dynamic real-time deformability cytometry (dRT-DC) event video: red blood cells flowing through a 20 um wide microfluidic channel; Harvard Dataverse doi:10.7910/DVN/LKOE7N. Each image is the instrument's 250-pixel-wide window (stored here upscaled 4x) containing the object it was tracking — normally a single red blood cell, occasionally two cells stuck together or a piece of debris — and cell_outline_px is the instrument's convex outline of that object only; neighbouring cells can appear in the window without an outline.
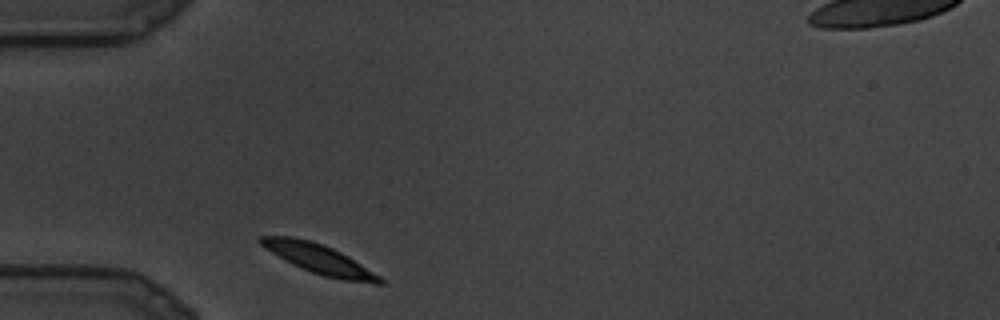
{"species": "common noctule bat (a hibernating species)", "species_latin": "Nyctalus noctula", "temperature_condition": "cold", "stored_images_in_passage": 8, "camera_frame_rate_fps": 3000, "um_per_image_px": 0.085, "animal": {"sex": "male", "body_mass_g": 19.5, "forearm_length_mm": 54.6}, "frame": {"image": 1, "passage_image": 1, "time_ms": 0.0, "image_size_px": [1000, 320], "cell_outline_px": [[384, 284], [376, 284], [344, 280], [324, 276], [300, 268], [292, 264], [272, 252], [260, 244], [256, 240], [260, 236], [292, 236], [312, 240], [324, 244], [348, 256], [380, 276], [384, 280]], "centroid_in_image_um": [27.12, 22.01], "position_along_channel_um": 57.9, "area_um2": 20.4}}
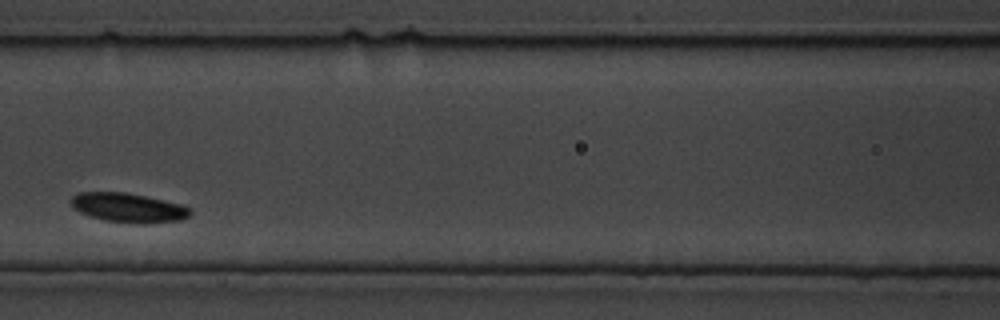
{"frame": {"image": 2, "passage_image": 5, "time_ms": 1.333, "image_size_px": [1000, 320], "cell_outline_px": [[192, 212], [188, 216], [180, 220], [144, 224], [140, 224], [104, 220], [88, 216], [72, 208], [72, 196], [80, 192], [124, 192], [184, 204], [192, 208]], "centroid_in_image_um": [10.94, 17.66], "position_along_channel_um": 155.7, "area_um2": 20.46}}
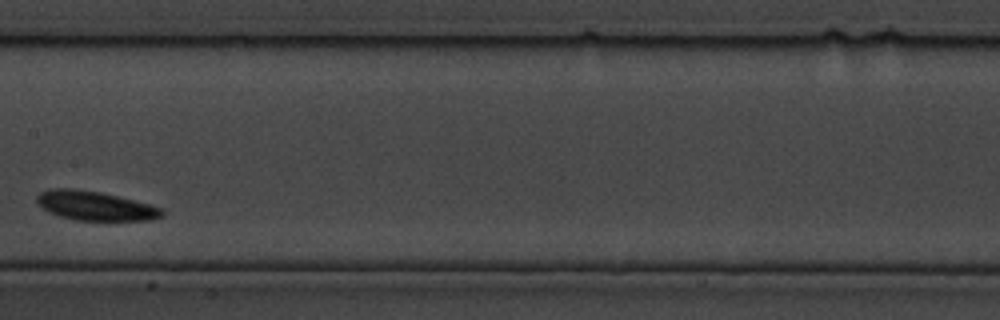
{"frame": {"image": 3, "passage_image": 7, "time_ms": 2.0, "image_size_px": [1000, 320], "cell_outline_px": [[164, 216], [152, 220], [76, 220], [60, 216], [48, 212], [40, 208], [36, 204], [36, 196], [40, 192], [52, 188], [72, 188], [100, 192], [164, 208]], "centroid_in_image_um": [8.05, 17.49], "position_along_channel_um": 199.3, "area_um2": 21.39}}